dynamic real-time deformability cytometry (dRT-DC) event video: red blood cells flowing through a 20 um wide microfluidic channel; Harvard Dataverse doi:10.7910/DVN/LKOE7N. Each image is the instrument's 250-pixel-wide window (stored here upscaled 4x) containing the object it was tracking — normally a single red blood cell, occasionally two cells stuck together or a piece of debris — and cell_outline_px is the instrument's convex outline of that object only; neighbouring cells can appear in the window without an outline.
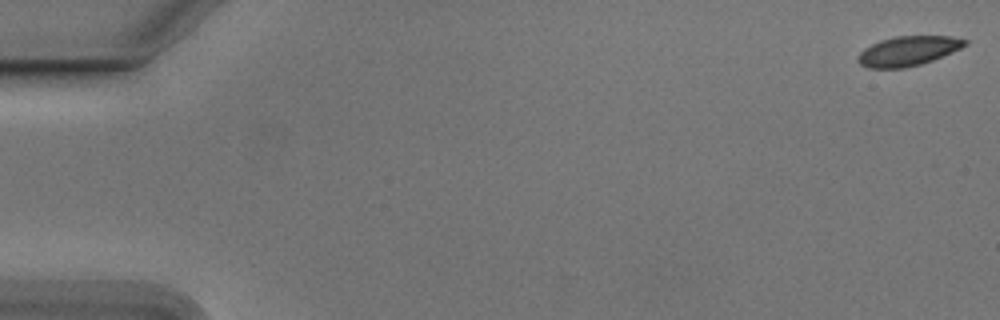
{"species": "Egyptian fruit bat (a non-hibernating species)", "species_latin": "Rousettus aegyptiacus", "temperature_condition": "cold", "stored_images_in_passage": 55, "camera_frame_rate_fps": 3000, "um_per_image_px": 0.085, "animal": {"sex": "male"}, "frame": {"image": 1, "passage_image": 1, "time_ms": 0.0, "image_size_px": [1000, 320], "cell_outline_px": [[968, 44], [952, 52], [932, 60], [920, 64], [904, 68], [868, 68], [860, 64], [856, 60], [856, 56], [864, 48], [880, 40], [896, 36], [952, 36], [968, 40]], "centroid_in_image_um": [77.16, 4.33], "position_along_channel_um": 7.8, "area_um2": 18.5}}
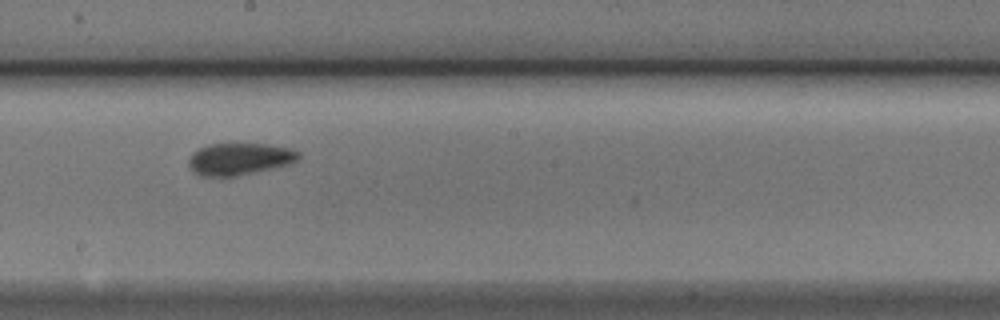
{"frame": {"image": 2, "passage_image": 31, "time_ms": 10.0, "image_size_px": [1000, 320], "cell_outline_px": [[300, 156], [296, 160], [288, 164], [256, 172], [236, 176], [200, 176], [188, 164], [188, 160], [192, 152], [208, 144], [268, 144], [288, 148], [300, 152]], "centroid_in_image_um": [20.34, 13.51], "position_along_channel_um": 227.9, "area_um2": 20.29}}
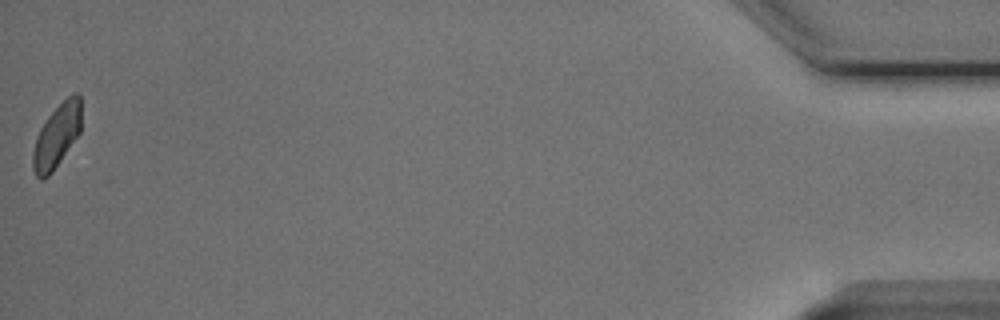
{"frame": {"image": 3, "passage_image": 55, "time_ms": 18.0, "image_size_px": [1000, 320], "cell_outline_px": [[80, 132], [52, 172], [48, 176], [40, 180], [36, 176], [32, 168], [32, 152], [36, 136], [40, 128], [48, 116], [72, 92], [80, 92]], "centroid_in_image_um": [4.8, 11.56], "position_along_channel_um": 430.4, "area_um2": 17.8}, "authors_computed_cell_mechanics": {"area_um2": 19.5364, "velocity_mm_per_s": 3.7448, "shape_relaxation_time_tau1_ms": 4.5361, "shape_relaxation_time_tau2_ms": null, "deformation_change_tau1": 0.0943, "deformation_change_tau2": null}}